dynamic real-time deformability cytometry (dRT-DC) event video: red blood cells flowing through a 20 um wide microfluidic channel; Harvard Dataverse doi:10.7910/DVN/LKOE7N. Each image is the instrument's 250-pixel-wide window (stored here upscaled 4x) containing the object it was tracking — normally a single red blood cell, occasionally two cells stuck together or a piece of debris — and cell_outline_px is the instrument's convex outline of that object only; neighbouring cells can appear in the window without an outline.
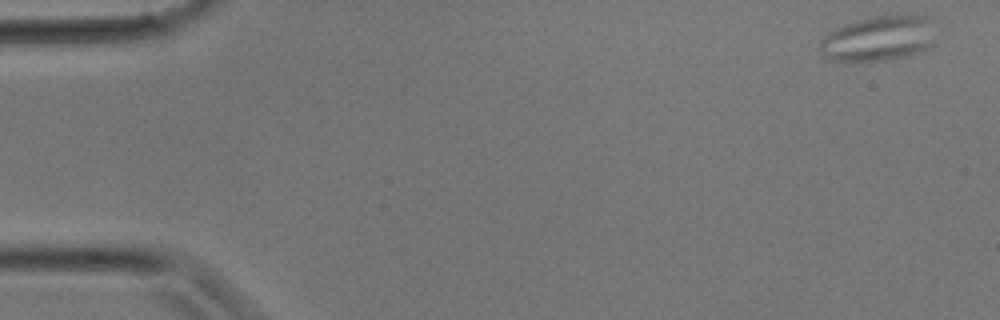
{"species": "common noctule bat (a hibernating species)", "species_latin": "Nyctalus noctula", "temperature_condition": "room temperature", "stored_images_in_passage": 29, "camera_frame_rate_fps": 3000, "um_per_image_px": 0.085, "animal": {"sex": "male", "body_mass_g": 17.9}, "frame": {"image": 1, "passage_image": 1, "time_ms": 0.0, "image_size_px": [1000, 320], "cell_outline_px": [[936, 44], [920, 52], [908, 56], [884, 60], [844, 64], [832, 60], [824, 56], [820, 48], [820, 40], [828, 32], [844, 24], [856, 20], [872, 16], [900, 12], [924, 12], [928, 20]], "centroid_in_image_um": [74.69, 3.25], "position_along_channel_um": 10.3, "area_um2": 31.91}}
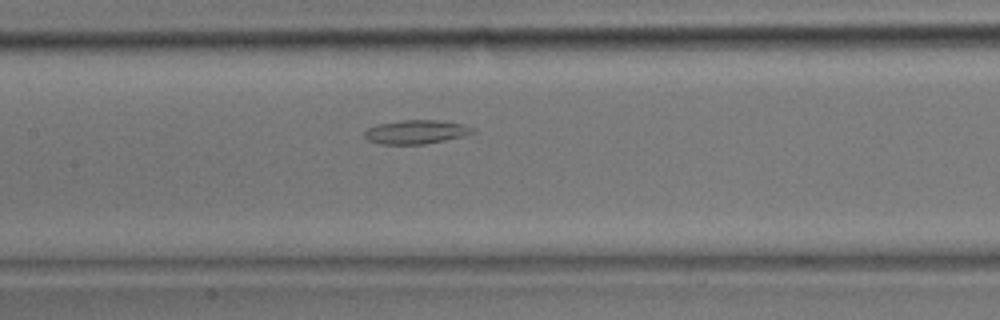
{"frame": {"image": 2, "passage_image": 15, "time_ms": 4.667, "image_size_px": [1000, 320], "cell_outline_px": [[476, 132], [464, 136], [424, 144], [380, 144], [368, 140], [364, 136], [364, 132], [368, 128], [376, 124], [404, 120], [436, 120], [464, 124], [472, 128]], "centroid_in_image_um": [35.35, 11.21], "position_along_channel_um": 172.0, "area_um2": 14.97}}
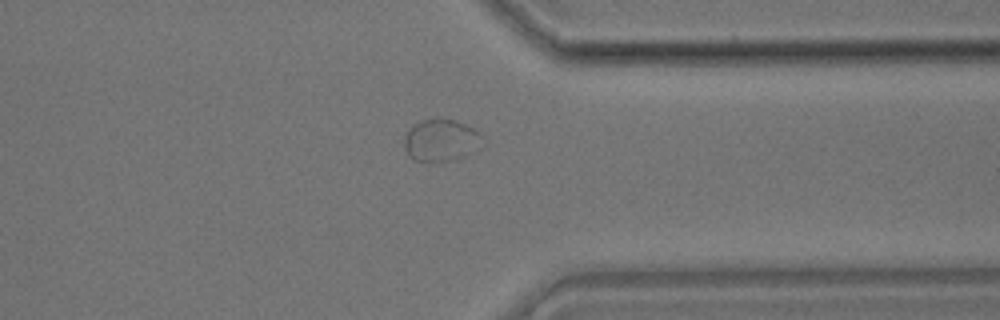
{"frame": {"image": 3, "passage_image": 25, "time_ms": 8.0, "image_size_px": [1000, 320], "cell_outline_px": [[484, 144], [480, 148], [456, 160], [432, 164], [412, 160], [408, 156], [404, 148], [404, 136], [420, 120], [436, 116], [456, 120], [480, 132]], "centroid_in_image_um": [37.48, 11.95], "position_along_channel_um": 373.9, "area_um2": 20.06}}